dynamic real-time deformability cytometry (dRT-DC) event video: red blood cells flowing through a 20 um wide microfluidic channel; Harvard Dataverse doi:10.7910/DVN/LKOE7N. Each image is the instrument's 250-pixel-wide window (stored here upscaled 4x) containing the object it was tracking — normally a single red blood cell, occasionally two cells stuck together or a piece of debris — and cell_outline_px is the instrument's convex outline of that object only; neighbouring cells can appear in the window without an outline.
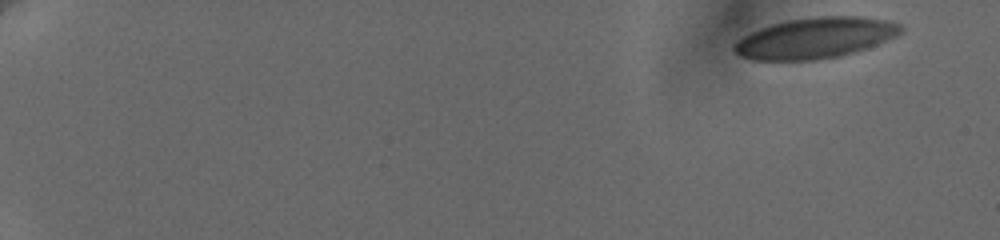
{"species": "human", "species_latin": "Homo sapiens", "temperature_condition": "cold", "stored_images_in_passage": 5, "camera_frame_rate_fps": 3000, "um_per_image_px": 0.085, "donor": {"sex": "female"}, "frame": {"image": 1, "passage_image": 1, "time_ms": 0.0, "image_size_px": [1000, 240], "cell_outline_px": [[904, 28], [896, 36], [876, 44], [840, 56], [816, 60], [752, 60], [740, 56], [732, 48], [732, 44], [736, 40], [760, 28], [772, 24], [788, 20], [816, 16], [860, 16], [884, 20], [900, 24]], "centroid_in_image_um": [69.25, 3.23], "position_along_channel_um": 15.7, "area_um2": 39.42}}